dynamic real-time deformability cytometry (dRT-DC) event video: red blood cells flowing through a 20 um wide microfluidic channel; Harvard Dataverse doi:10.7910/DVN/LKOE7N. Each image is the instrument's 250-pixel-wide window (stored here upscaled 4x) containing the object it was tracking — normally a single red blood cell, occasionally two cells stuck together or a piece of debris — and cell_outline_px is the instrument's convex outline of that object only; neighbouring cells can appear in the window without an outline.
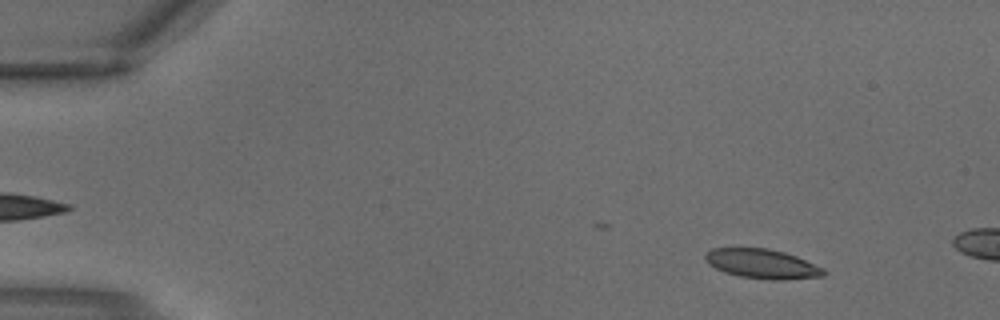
{"species": "common noctule bat (a hibernating species)", "species_latin": "Nyctalus noctula", "temperature_condition": "warm", "stored_images_in_passage": 2, "camera_frame_rate_fps": 3000, "um_per_image_px": 0.085, "animal": {"sex": "male", "body_mass_g": 18.8}, "frame": {"image": 1, "passage_image": 2, "time_ms": 0.333, "image_size_px": [1000, 320], "cell_outline_px": [[824, 276], [784, 280], [772, 280], [740, 276], [724, 272], [708, 264], [704, 256], [712, 248], [768, 248], [784, 252], [796, 256], [824, 268]], "centroid_in_image_um": [64.79, 22.42], "position_along_channel_um": 20.2, "area_um2": 20.23}}